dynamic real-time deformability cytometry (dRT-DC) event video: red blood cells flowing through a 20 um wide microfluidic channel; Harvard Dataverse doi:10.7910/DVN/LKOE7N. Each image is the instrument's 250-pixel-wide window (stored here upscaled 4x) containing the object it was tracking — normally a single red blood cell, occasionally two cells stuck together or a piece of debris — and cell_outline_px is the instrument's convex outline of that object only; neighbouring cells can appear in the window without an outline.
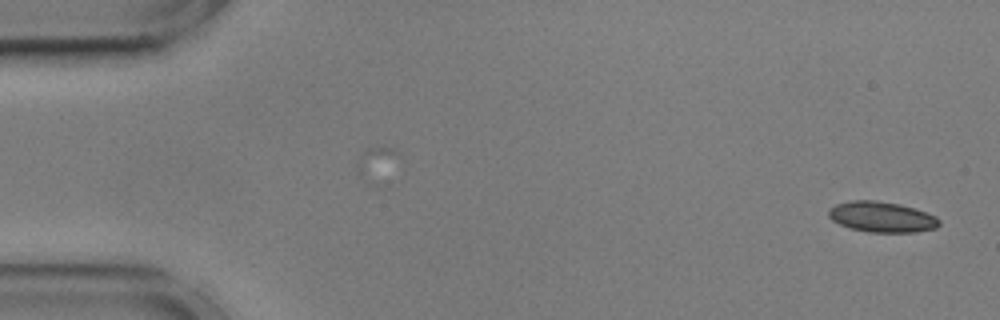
{"species": "common noctule bat (a hibernating species)", "species_latin": "Nyctalus noctula", "temperature_condition": "cold", "stored_images_in_passage": 54, "camera_frame_rate_fps": 3000, "um_per_image_px": 0.085, "animal": {"sex": "male", "body_mass_g": 17.9, "forearm_length_mm": 54.2}, "frame": {"image": 1, "passage_image": 1, "time_ms": 0.0, "image_size_px": [1000, 320], "cell_outline_px": [[940, 224], [936, 228], [916, 232], [868, 232], [852, 228], [840, 224], [832, 220], [828, 216], [828, 208], [836, 204], [852, 200], [876, 200], [900, 204], [936, 216], [940, 220]], "centroid_in_image_um": [74.94, 18.43], "position_along_channel_um": 10.1, "area_um2": 19.65}}
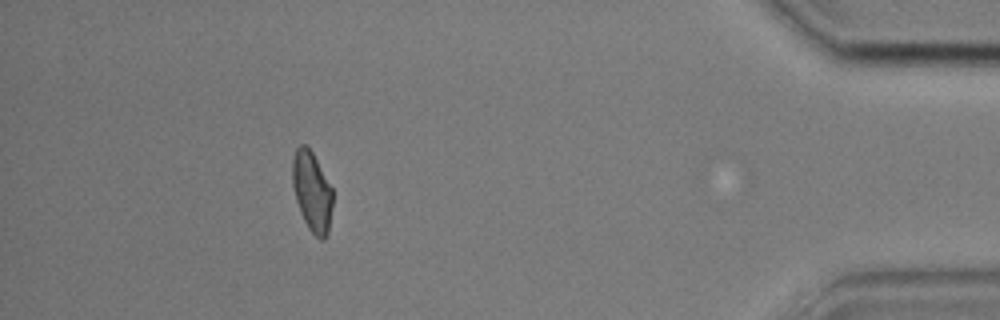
{"frame": {"image": 2, "passage_image": 49, "time_ms": 16.0, "image_size_px": [1000, 320], "cell_outline_px": [[332, 204], [328, 232], [324, 240], [320, 240], [308, 228], [300, 212], [296, 200], [292, 184], [292, 160], [296, 148], [300, 144], [304, 144], [312, 152], [332, 188]], "centroid_in_image_um": [26.5, 16.28], "position_along_channel_um": 408.7, "area_um2": 18.61}}